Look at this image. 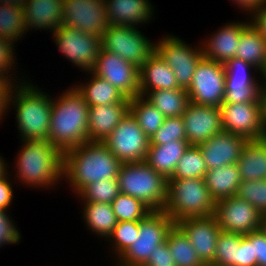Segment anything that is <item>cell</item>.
Returning a JSON list of instances; mask_svg holds the SVG:
<instances>
[{"mask_svg": "<svg viewBox=\"0 0 266 266\" xmlns=\"http://www.w3.org/2000/svg\"><path fill=\"white\" fill-rule=\"evenodd\" d=\"M121 165L103 142L89 141L63 153V180L79 194L93 182L117 179Z\"/></svg>", "mask_w": 266, "mask_h": 266, "instance_id": "cell-1", "label": "cell"}, {"mask_svg": "<svg viewBox=\"0 0 266 266\" xmlns=\"http://www.w3.org/2000/svg\"><path fill=\"white\" fill-rule=\"evenodd\" d=\"M52 98V112L48 141L62 153L75 146L89 142V105L73 86Z\"/></svg>", "mask_w": 266, "mask_h": 266, "instance_id": "cell-2", "label": "cell"}, {"mask_svg": "<svg viewBox=\"0 0 266 266\" xmlns=\"http://www.w3.org/2000/svg\"><path fill=\"white\" fill-rule=\"evenodd\" d=\"M17 177L28 186L48 188L63 179V153L48 140H22ZM61 179V180H60Z\"/></svg>", "mask_w": 266, "mask_h": 266, "instance_id": "cell-3", "label": "cell"}, {"mask_svg": "<svg viewBox=\"0 0 266 266\" xmlns=\"http://www.w3.org/2000/svg\"><path fill=\"white\" fill-rule=\"evenodd\" d=\"M20 83V84H19ZM13 88L10 104L16 108V122L21 140H48L52 98L25 80Z\"/></svg>", "mask_w": 266, "mask_h": 266, "instance_id": "cell-4", "label": "cell"}, {"mask_svg": "<svg viewBox=\"0 0 266 266\" xmlns=\"http://www.w3.org/2000/svg\"><path fill=\"white\" fill-rule=\"evenodd\" d=\"M215 205L203 178L167 179L163 211L175 224L186 218L213 216Z\"/></svg>", "mask_w": 266, "mask_h": 266, "instance_id": "cell-5", "label": "cell"}, {"mask_svg": "<svg viewBox=\"0 0 266 266\" xmlns=\"http://www.w3.org/2000/svg\"><path fill=\"white\" fill-rule=\"evenodd\" d=\"M119 191L132 196L152 211L163 210L167 200V179L145 161L122 163Z\"/></svg>", "mask_w": 266, "mask_h": 266, "instance_id": "cell-6", "label": "cell"}, {"mask_svg": "<svg viewBox=\"0 0 266 266\" xmlns=\"http://www.w3.org/2000/svg\"><path fill=\"white\" fill-rule=\"evenodd\" d=\"M174 225L163 210L150 212L139 221V233H136L133 244L117 258L116 266H143L155 248L166 242Z\"/></svg>", "mask_w": 266, "mask_h": 266, "instance_id": "cell-7", "label": "cell"}, {"mask_svg": "<svg viewBox=\"0 0 266 266\" xmlns=\"http://www.w3.org/2000/svg\"><path fill=\"white\" fill-rule=\"evenodd\" d=\"M133 26L108 25L101 36V47L116 53L140 68L155 52V43Z\"/></svg>", "mask_w": 266, "mask_h": 266, "instance_id": "cell-8", "label": "cell"}, {"mask_svg": "<svg viewBox=\"0 0 266 266\" xmlns=\"http://www.w3.org/2000/svg\"><path fill=\"white\" fill-rule=\"evenodd\" d=\"M187 93L191 103L220 108L225 97L224 64L203 57L195 68Z\"/></svg>", "mask_w": 266, "mask_h": 266, "instance_id": "cell-9", "label": "cell"}, {"mask_svg": "<svg viewBox=\"0 0 266 266\" xmlns=\"http://www.w3.org/2000/svg\"><path fill=\"white\" fill-rule=\"evenodd\" d=\"M122 162L145 161L150 139L130 111L103 142Z\"/></svg>", "mask_w": 266, "mask_h": 266, "instance_id": "cell-10", "label": "cell"}, {"mask_svg": "<svg viewBox=\"0 0 266 266\" xmlns=\"http://www.w3.org/2000/svg\"><path fill=\"white\" fill-rule=\"evenodd\" d=\"M155 43V52L173 70L178 86L187 90L195 68L203 58L202 46L192 48L179 37L172 35H167Z\"/></svg>", "mask_w": 266, "mask_h": 266, "instance_id": "cell-11", "label": "cell"}, {"mask_svg": "<svg viewBox=\"0 0 266 266\" xmlns=\"http://www.w3.org/2000/svg\"><path fill=\"white\" fill-rule=\"evenodd\" d=\"M54 42L74 66L91 71L101 47V37L62 25L54 33Z\"/></svg>", "mask_w": 266, "mask_h": 266, "instance_id": "cell-12", "label": "cell"}, {"mask_svg": "<svg viewBox=\"0 0 266 266\" xmlns=\"http://www.w3.org/2000/svg\"><path fill=\"white\" fill-rule=\"evenodd\" d=\"M91 72L107 80L127 98L139 96L140 68L125 61L116 53L101 48Z\"/></svg>", "mask_w": 266, "mask_h": 266, "instance_id": "cell-13", "label": "cell"}, {"mask_svg": "<svg viewBox=\"0 0 266 266\" xmlns=\"http://www.w3.org/2000/svg\"><path fill=\"white\" fill-rule=\"evenodd\" d=\"M215 218L221 230L241 235L258 231L261 213L237 195L216 201Z\"/></svg>", "mask_w": 266, "mask_h": 266, "instance_id": "cell-14", "label": "cell"}, {"mask_svg": "<svg viewBox=\"0 0 266 266\" xmlns=\"http://www.w3.org/2000/svg\"><path fill=\"white\" fill-rule=\"evenodd\" d=\"M220 109L224 131L247 140L266 137L259 98L254 103H223Z\"/></svg>", "mask_w": 266, "mask_h": 266, "instance_id": "cell-15", "label": "cell"}, {"mask_svg": "<svg viewBox=\"0 0 266 266\" xmlns=\"http://www.w3.org/2000/svg\"><path fill=\"white\" fill-rule=\"evenodd\" d=\"M63 25L101 37L108 27L106 0H64Z\"/></svg>", "mask_w": 266, "mask_h": 266, "instance_id": "cell-16", "label": "cell"}, {"mask_svg": "<svg viewBox=\"0 0 266 266\" xmlns=\"http://www.w3.org/2000/svg\"><path fill=\"white\" fill-rule=\"evenodd\" d=\"M225 97L223 103H254L259 98L260 84L252 76V68L244 60L234 57L224 63Z\"/></svg>", "mask_w": 266, "mask_h": 266, "instance_id": "cell-17", "label": "cell"}, {"mask_svg": "<svg viewBox=\"0 0 266 266\" xmlns=\"http://www.w3.org/2000/svg\"><path fill=\"white\" fill-rule=\"evenodd\" d=\"M187 142L199 146L218 132L223 131L221 109L214 106L197 105L189 102L184 114Z\"/></svg>", "mask_w": 266, "mask_h": 266, "instance_id": "cell-18", "label": "cell"}, {"mask_svg": "<svg viewBox=\"0 0 266 266\" xmlns=\"http://www.w3.org/2000/svg\"><path fill=\"white\" fill-rule=\"evenodd\" d=\"M176 225L188 237L201 261L213 263L218 235L222 231L215 216L186 218Z\"/></svg>", "mask_w": 266, "mask_h": 266, "instance_id": "cell-19", "label": "cell"}, {"mask_svg": "<svg viewBox=\"0 0 266 266\" xmlns=\"http://www.w3.org/2000/svg\"><path fill=\"white\" fill-rule=\"evenodd\" d=\"M247 141L245 137L223 130L199 145L207 170L237 164Z\"/></svg>", "mask_w": 266, "mask_h": 266, "instance_id": "cell-20", "label": "cell"}, {"mask_svg": "<svg viewBox=\"0 0 266 266\" xmlns=\"http://www.w3.org/2000/svg\"><path fill=\"white\" fill-rule=\"evenodd\" d=\"M237 22V23H236ZM232 22L222 26L209 39L202 42L203 57L209 60L225 63L233 59L239 47L241 33L249 22ZM204 44V45H203Z\"/></svg>", "mask_w": 266, "mask_h": 266, "instance_id": "cell-21", "label": "cell"}, {"mask_svg": "<svg viewBox=\"0 0 266 266\" xmlns=\"http://www.w3.org/2000/svg\"><path fill=\"white\" fill-rule=\"evenodd\" d=\"M130 99L125 102L89 107L88 139L104 142L129 111Z\"/></svg>", "mask_w": 266, "mask_h": 266, "instance_id": "cell-22", "label": "cell"}, {"mask_svg": "<svg viewBox=\"0 0 266 266\" xmlns=\"http://www.w3.org/2000/svg\"><path fill=\"white\" fill-rule=\"evenodd\" d=\"M26 32L29 28L49 29L54 33L63 25L64 0H21Z\"/></svg>", "mask_w": 266, "mask_h": 266, "instance_id": "cell-23", "label": "cell"}, {"mask_svg": "<svg viewBox=\"0 0 266 266\" xmlns=\"http://www.w3.org/2000/svg\"><path fill=\"white\" fill-rule=\"evenodd\" d=\"M151 5L149 0H106L107 23L139 27L142 22H150L153 15Z\"/></svg>", "mask_w": 266, "mask_h": 266, "instance_id": "cell-24", "label": "cell"}, {"mask_svg": "<svg viewBox=\"0 0 266 266\" xmlns=\"http://www.w3.org/2000/svg\"><path fill=\"white\" fill-rule=\"evenodd\" d=\"M139 95L145 96L155 90L180 88L173 70L154 52L147 62L140 67Z\"/></svg>", "mask_w": 266, "mask_h": 266, "instance_id": "cell-25", "label": "cell"}, {"mask_svg": "<svg viewBox=\"0 0 266 266\" xmlns=\"http://www.w3.org/2000/svg\"><path fill=\"white\" fill-rule=\"evenodd\" d=\"M241 181L266 179V137L248 140L237 162Z\"/></svg>", "mask_w": 266, "mask_h": 266, "instance_id": "cell-26", "label": "cell"}, {"mask_svg": "<svg viewBox=\"0 0 266 266\" xmlns=\"http://www.w3.org/2000/svg\"><path fill=\"white\" fill-rule=\"evenodd\" d=\"M190 144L184 140L166 142L158 146H149L145 162L156 172L169 179L177 166L178 161Z\"/></svg>", "mask_w": 266, "mask_h": 266, "instance_id": "cell-27", "label": "cell"}, {"mask_svg": "<svg viewBox=\"0 0 266 266\" xmlns=\"http://www.w3.org/2000/svg\"><path fill=\"white\" fill-rule=\"evenodd\" d=\"M235 57L253 65L259 73L266 65V39L251 20L241 33Z\"/></svg>", "mask_w": 266, "mask_h": 266, "instance_id": "cell-28", "label": "cell"}, {"mask_svg": "<svg viewBox=\"0 0 266 266\" xmlns=\"http://www.w3.org/2000/svg\"><path fill=\"white\" fill-rule=\"evenodd\" d=\"M204 180L215 202L236 195L241 183L237 164L207 170Z\"/></svg>", "mask_w": 266, "mask_h": 266, "instance_id": "cell-29", "label": "cell"}, {"mask_svg": "<svg viewBox=\"0 0 266 266\" xmlns=\"http://www.w3.org/2000/svg\"><path fill=\"white\" fill-rule=\"evenodd\" d=\"M91 80L80 85H74L77 91L84 97L86 103L91 106L107 105L113 103L125 102L128 98L107 80L98 77L91 71Z\"/></svg>", "mask_w": 266, "mask_h": 266, "instance_id": "cell-30", "label": "cell"}, {"mask_svg": "<svg viewBox=\"0 0 266 266\" xmlns=\"http://www.w3.org/2000/svg\"><path fill=\"white\" fill-rule=\"evenodd\" d=\"M25 31L22 1L0 0V37L15 43Z\"/></svg>", "mask_w": 266, "mask_h": 266, "instance_id": "cell-31", "label": "cell"}, {"mask_svg": "<svg viewBox=\"0 0 266 266\" xmlns=\"http://www.w3.org/2000/svg\"><path fill=\"white\" fill-rule=\"evenodd\" d=\"M83 218L93 234L106 237L113 232L118 220L110 203L84 202Z\"/></svg>", "mask_w": 266, "mask_h": 266, "instance_id": "cell-32", "label": "cell"}, {"mask_svg": "<svg viewBox=\"0 0 266 266\" xmlns=\"http://www.w3.org/2000/svg\"><path fill=\"white\" fill-rule=\"evenodd\" d=\"M144 97L165 117L182 116L189 103L187 90L183 88L155 90L148 92Z\"/></svg>", "mask_w": 266, "mask_h": 266, "instance_id": "cell-33", "label": "cell"}, {"mask_svg": "<svg viewBox=\"0 0 266 266\" xmlns=\"http://www.w3.org/2000/svg\"><path fill=\"white\" fill-rule=\"evenodd\" d=\"M129 111L149 139L166 118L154 105L140 95L130 99Z\"/></svg>", "mask_w": 266, "mask_h": 266, "instance_id": "cell-34", "label": "cell"}, {"mask_svg": "<svg viewBox=\"0 0 266 266\" xmlns=\"http://www.w3.org/2000/svg\"><path fill=\"white\" fill-rule=\"evenodd\" d=\"M166 242L176 266H204L188 237L175 224L169 231Z\"/></svg>", "mask_w": 266, "mask_h": 266, "instance_id": "cell-35", "label": "cell"}, {"mask_svg": "<svg viewBox=\"0 0 266 266\" xmlns=\"http://www.w3.org/2000/svg\"><path fill=\"white\" fill-rule=\"evenodd\" d=\"M206 172L207 168L199 146H189L169 179H204Z\"/></svg>", "mask_w": 266, "mask_h": 266, "instance_id": "cell-36", "label": "cell"}, {"mask_svg": "<svg viewBox=\"0 0 266 266\" xmlns=\"http://www.w3.org/2000/svg\"><path fill=\"white\" fill-rule=\"evenodd\" d=\"M111 205L118 222H139L152 212L142 201L121 192Z\"/></svg>", "mask_w": 266, "mask_h": 266, "instance_id": "cell-37", "label": "cell"}, {"mask_svg": "<svg viewBox=\"0 0 266 266\" xmlns=\"http://www.w3.org/2000/svg\"><path fill=\"white\" fill-rule=\"evenodd\" d=\"M119 193L118 179H104L89 184L78 195L83 202L111 204Z\"/></svg>", "mask_w": 266, "mask_h": 266, "instance_id": "cell-38", "label": "cell"}, {"mask_svg": "<svg viewBox=\"0 0 266 266\" xmlns=\"http://www.w3.org/2000/svg\"><path fill=\"white\" fill-rule=\"evenodd\" d=\"M240 248V234L221 231L218 235L214 264L237 266V254Z\"/></svg>", "mask_w": 266, "mask_h": 266, "instance_id": "cell-39", "label": "cell"}, {"mask_svg": "<svg viewBox=\"0 0 266 266\" xmlns=\"http://www.w3.org/2000/svg\"><path fill=\"white\" fill-rule=\"evenodd\" d=\"M175 140L187 141L184 121L181 116L166 117L160 128L150 138L149 146H158Z\"/></svg>", "mask_w": 266, "mask_h": 266, "instance_id": "cell-40", "label": "cell"}, {"mask_svg": "<svg viewBox=\"0 0 266 266\" xmlns=\"http://www.w3.org/2000/svg\"><path fill=\"white\" fill-rule=\"evenodd\" d=\"M236 195L249 202L261 215H266V179L241 181Z\"/></svg>", "mask_w": 266, "mask_h": 266, "instance_id": "cell-41", "label": "cell"}, {"mask_svg": "<svg viewBox=\"0 0 266 266\" xmlns=\"http://www.w3.org/2000/svg\"><path fill=\"white\" fill-rule=\"evenodd\" d=\"M136 233H139V222H117L113 232L108 236L110 242L113 241L115 256L119 258L133 244Z\"/></svg>", "mask_w": 266, "mask_h": 266, "instance_id": "cell-42", "label": "cell"}, {"mask_svg": "<svg viewBox=\"0 0 266 266\" xmlns=\"http://www.w3.org/2000/svg\"><path fill=\"white\" fill-rule=\"evenodd\" d=\"M7 213L8 211H0V247L3 244H18L21 239L19 230Z\"/></svg>", "mask_w": 266, "mask_h": 266, "instance_id": "cell-43", "label": "cell"}, {"mask_svg": "<svg viewBox=\"0 0 266 266\" xmlns=\"http://www.w3.org/2000/svg\"><path fill=\"white\" fill-rule=\"evenodd\" d=\"M14 43L0 37V75L11 76L8 73L14 70L15 52L13 51ZM12 67V68H11Z\"/></svg>", "mask_w": 266, "mask_h": 266, "instance_id": "cell-44", "label": "cell"}, {"mask_svg": "<svg viewBox=\"0 0 266 266\" xmlns=\"http://www.w3.org/2000/svg\"><path fill=\"white\" fill-rule=\"evenodd\" d=\"M143 266H176L167 242L157 246Z\"/></svg>", "mask_w": 266, "mask_h": 266, "instance_id": "cell-45", "label": "cell"}, {"mask_svg": "<svg viewBox=\"0 0 266 266\" xmlns=\"http://www.w3.org/2000/svg\"><path fill=\"white\" fill-rule=\"evenodd\" d=\"M253 245L257 266H266V238L258 230L244 235Z\"/></svg>", "mask_w": 266, "mask_h": 266, "instance_id": "cell-46", "label": "cell"}, {"mask_svg": "<svg viewBox=\"0 0 266 266\" xmlns=\"http://www.w3.org/2000/svg\"><path fill=\"white\" fill-rule=\"evenodd\" d=\"M237 266H257V260L254 256L253 245L244 236L240 234V248L237 254Z\"/></svg>", "mask_w": 266, "mask_h": 266, "instance_id": "cell-47", "label": "cell"}, {"mask_svg": "<svg viewBox=\"0 0 266 266\" xmlns=\"http://www.w3.org/2000/svg\"><path fill=\"white\" fill-rule=\"evenodd\" d=\"M12 80L13 77L0 75V120L3 119L4 113L9 109L10 95L16 86Z\"/></svg>", "mask_w": 266, "mask_h": 266, "instance_id": "cell-48", "label": "cell"}, {"mask_svg": "<svg viewBox=\"0 0 266 266\" xmlns=\"http://www.w3.org/2000/svg\"><path fill=\"white\" fill-rule=\"evenodd\" d=\"M8 173L0 178V211H7L13 202V189Z\"/></svg>", "mask_w": 266, "mask_h": 266, "instance_id": "cell-49", "label": "cell"}, {"mask_svg": "<svg viewBox=\"0 0 266 266\" xmlns=\"http://www.w3.org/2000/svg\"><path fill=\"white\" fill-rule=\"evenodd\" d=\"M250 17L253 24L260 30L261 34L266 39V0L260 5Z\"/></svg>", "mask_w": 266, "mask_h": 266, "instance_id": "cell-50", "label": "cell"}, {"mask_svg": "<svg viewBox=\"0 0 266 266\" xmlns=\"http://www.w3.org/2000/svg\"><path fill=\"white\" fill-rule=\"evenodd\" d=\"M239 8L253 14L265 0H232Z\"/></svg>", "mask_w": 266, "mask_h": 266, "instance_id": "cell-51", "label": "cell"}, {"mask_svg": "<svg viewBox=\"0 0 266 266\" xmlns=\"http://www.w3.org/2000/svg\"><path fill=\"white\" fill-rule=\"evenodd\" d=\"M259 102L261 107V118L266 129V85H260Z\"/></svg>", "mask_w": 266, "mask_h": 266, "instance_id": "cell-52", "label": "cell"}, {"mask_svg": "<svg viewBox=\"0 0 266 266\" xmlns=\"http://www.w3.org/2000/svg\"><path fill=\"white\" fill-rule=\"evenodd\" d=\"M5 160L0 156V178L8 173L7 165Z\"/></svg>", "mask_w": 266, "mask_h": 266, "instance_id": "cell-53", "label": "cell"}, {"mask_svg": "<svg viewBox=\"0 0 266 266\" xmlns=\"http://www.w3.org/2000/svg\"><path fill=\"white\" fill-rule=\"evenodd\" d=\"M259 231L265 236L266 238V215H262L260 221V228Z\"/></svg>", "mask_w": 266, "mask_h": 266, "instance_id": "cell-54", "label": "cell"}, {"mask_svg": "<svg viewBox=\"0 0 266 266\" xmlns=\"http://www.w3.org/2000/svg\"><path fill=\"white\" fill-rule=\"evenodd\" d=\"M261 76H262V78L264 79V83L262 82L261 84H264V85H266V65H265V67H264V69L261 71Z\"/></svg>", "mask_w": 266, "mask_h": 266, "instance_id": "cell-55", "label": "cell"}, {"mask_svg": "<svg viewBox=\"0 0 266 266\" xmlns=\"http://www.w3.org/2000/svg\"><path fill=\"white\" fill-rule=\"evenodd\" d=\"M204 266H220V265H217V264H214V263H208V264H205Z\"/></svg>", "mask_w": 266, "mask_h": 266, "instance_id": "cell-56", "label": "cell"}]
</instances>
